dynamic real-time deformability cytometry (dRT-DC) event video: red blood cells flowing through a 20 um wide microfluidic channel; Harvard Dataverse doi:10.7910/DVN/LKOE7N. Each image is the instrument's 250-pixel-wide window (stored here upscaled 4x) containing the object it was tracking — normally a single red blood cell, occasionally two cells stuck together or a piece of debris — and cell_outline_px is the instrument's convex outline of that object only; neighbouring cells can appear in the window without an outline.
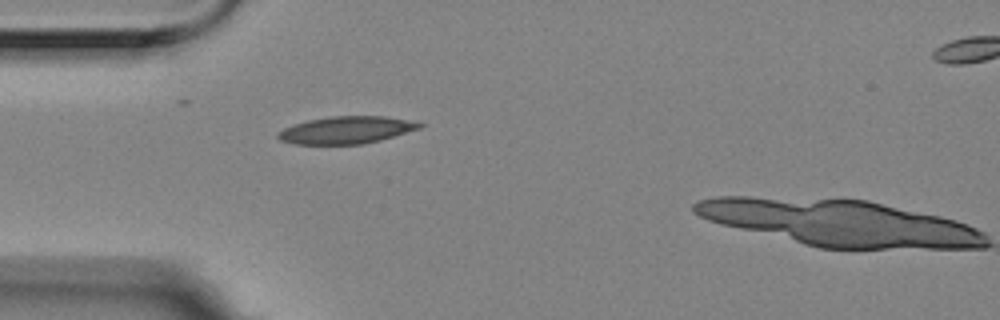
{"species": "Egyptian fruit bat (a non-hibernating species)", "species_latin": "Rousettus aegyptiacus", "temperature_condition": "room temperature", "stored_images_in_passage": 2, "camera_frame_rate_fps": 3000, "um_per_image_px": 0.085, "animal": {"sex": "female"}, "frame": {"image": 1, "passage_image": 1, "time_ms": 0.0, "image_size_px": [1000, 320], "cell_outline_px": [[424, 124], [420, 128], [380, 140], [364, 144], [296, 144], [280, 140], [276, 136], [276, 132], [284, 128], [308, 120], [332, 116], [384, 116], [420, 120]], "centroid_in_image_um": [29.49, 11.04], "position_along_channel_um": 55.5, "area_um2": 22.66}}